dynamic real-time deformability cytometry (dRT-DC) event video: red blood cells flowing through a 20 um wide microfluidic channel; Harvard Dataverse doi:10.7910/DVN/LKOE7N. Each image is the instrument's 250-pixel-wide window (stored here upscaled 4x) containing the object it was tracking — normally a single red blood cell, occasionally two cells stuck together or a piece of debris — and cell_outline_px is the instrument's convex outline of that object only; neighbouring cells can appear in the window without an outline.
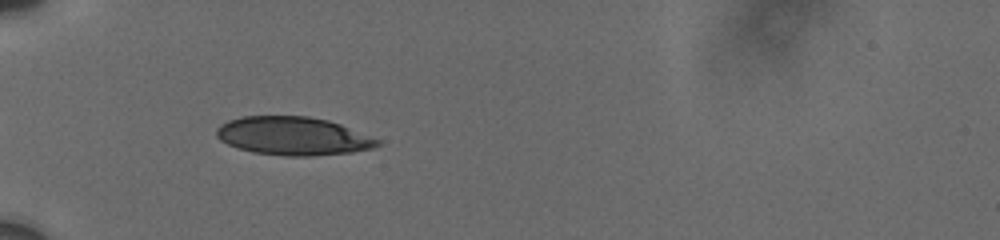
{"species": "human", "species_latin": "Homo sapiens", "temperature_condition": "cold", "stored_images_in_passage": 2, "camera_frame_rate_fps": 3000, "um_per_image_px": 0.085, "donor": {"sex": "male"}, "frame": {"image": 1, "passage_image": 1, "time_ms": 0.0, "image_size_px": [1000, 240], "cell_outline_px": [[380, 144], [372, 148], [352, 152], [312, 156], [288, 156], [252, 152], [228, 144], [220, 140], [216, 136], [216, 128], [220, 124], [228, 120], [240, 116], [308, 116], [328, 120], [340, 124], [380, 140]], "centroid_in_image_um": [24.88, 11.56], "position_along_channel_um": 60.1, "area_um2": 35.89}}